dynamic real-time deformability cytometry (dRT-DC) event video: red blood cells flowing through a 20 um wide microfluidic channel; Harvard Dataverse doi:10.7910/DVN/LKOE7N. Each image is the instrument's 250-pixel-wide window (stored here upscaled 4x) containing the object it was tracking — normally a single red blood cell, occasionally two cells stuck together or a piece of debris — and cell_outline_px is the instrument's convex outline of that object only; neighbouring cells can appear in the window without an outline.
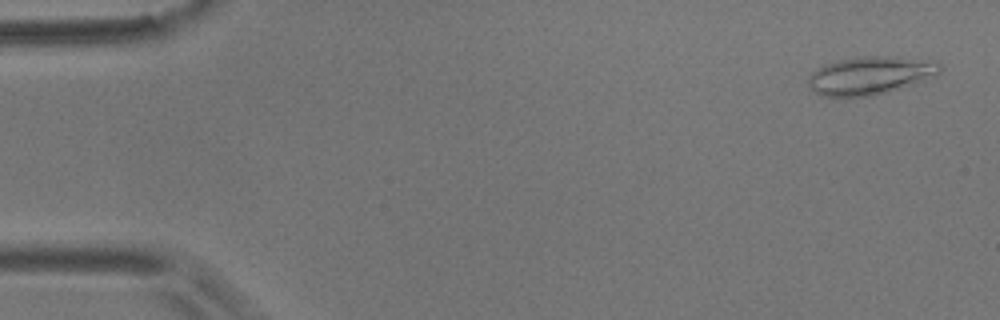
{"species": "common noctule bat (a hibernating species)", "species_latin": "Nyctalus noctula", "temperature_condition": "room temperature", "stored_images_in_passage": 15, "camera_frame_rate_fps": 3000, "um_per_image_px": 0.085, "animal": {"sex": "male", "body_mass_g": 17.9}, "frame": {"image": 1, "passage_image": 1, "time_ms": 0.0, "image_size_px": [1000, 320], "cell_outline_px": [[944, 68], [940, 72], [888, 92], [872, 96], [824, 96], [816, 92], [808, 84], [808, 76], [812, 72], [824, 64], [836, 60], [856, 56], [900, 56], [940, 64]], "centroid_in_image_um": [73.88, 6.39], "position_along_channel_um": 11.1, "area_um2": 28.67}}